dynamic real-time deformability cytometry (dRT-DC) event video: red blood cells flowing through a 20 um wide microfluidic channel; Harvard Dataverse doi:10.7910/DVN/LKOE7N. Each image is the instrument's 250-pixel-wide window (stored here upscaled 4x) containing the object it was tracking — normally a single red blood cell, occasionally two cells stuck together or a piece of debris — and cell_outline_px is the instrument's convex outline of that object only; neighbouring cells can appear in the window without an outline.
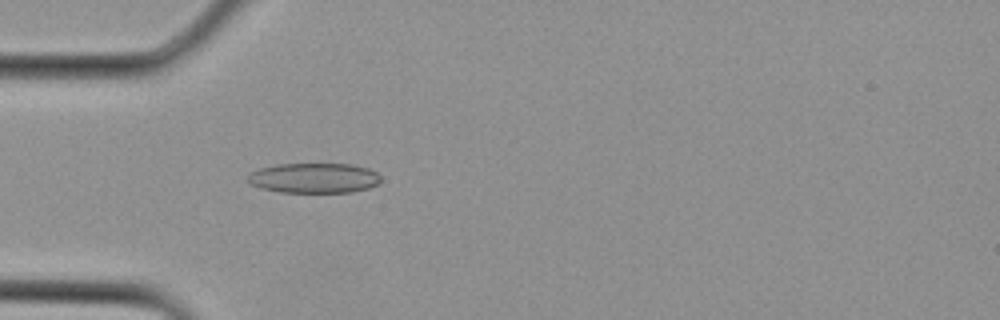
{"species": "Egyptian fruit bat (a non-hibernating species)", "species_latin": "Rousettus aegyptiacus", "temperature_condition": "cold", "stored_images_in_passage": 10, "camera_frame_rate_fps": 3000, "um_per_image_px": 0.085, "animal": {"sex": "female"}, "frame": {"image": 1, "passage_image": 6, "time_ms": 1.667, "image_size_px": [1000, 320], "cell_outline_px": [[380, 180], [376, 184], [368, 188], [352, 192], [280, 192], [260, 188], [252, 184], [248, 180], [248, 176], [252, 172], [260, 168], [276, 164], [352, 164], [368, 168], [376, 172], [380, 176]], "centroid_in_image_um": [26.7, 15.13], "position_along_channel_um": 58.3, "area_um2": 23.18}}
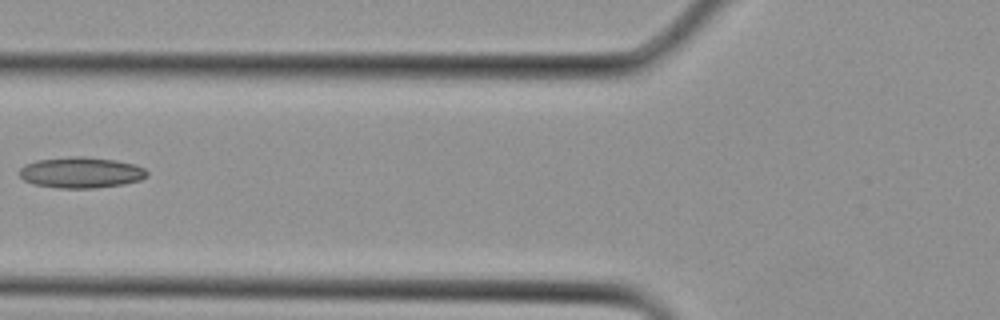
{"frame": {"image": 2, "passage_image": 9, "time_ms": 2.667, "image_size_px": [1000, 320], "cell_outline_px": [[148, 176], [140, 180], [124, 184], [92, 188], [56, 188], [32, 184], [24, 180], [20, 176], [20, 168], [24, 164], [36, 160], [72, 156], [84, 156], [116, 160], [136, 164], [144, 168], [148, 172]], "centroid_in_image_um": [6.89, 14.66], "position_along_channel_um": 118.9, "area_um2": 23.24}}